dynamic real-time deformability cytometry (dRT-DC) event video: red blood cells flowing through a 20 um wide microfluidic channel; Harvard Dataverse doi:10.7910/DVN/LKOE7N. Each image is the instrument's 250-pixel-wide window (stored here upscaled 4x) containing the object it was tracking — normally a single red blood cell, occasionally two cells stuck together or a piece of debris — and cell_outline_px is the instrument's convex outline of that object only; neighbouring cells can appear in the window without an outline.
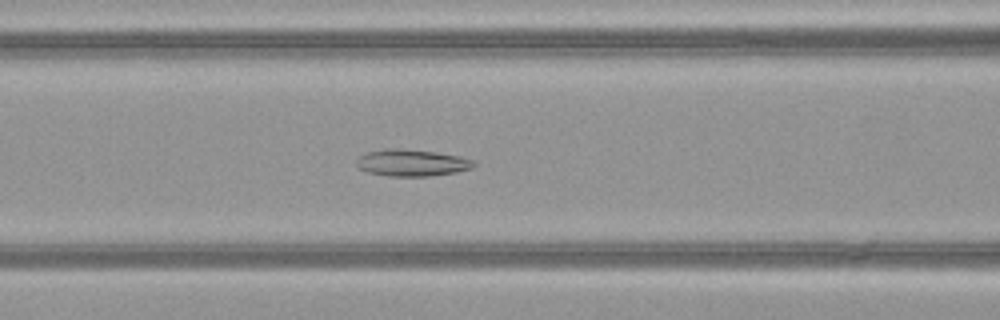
{"species": "common noctule bat (a hibernating species)", "species_latin": "Nyctalus noctula", "temperature_condition": "warm", "stored_images_in_passage": 45, "camera_frame_rate_fps": 3000, "um_per_image_px": 0.085, "animal": {"sex": "female", "body_mass_g": 21.9}, "frame": {"image": 1, "passage_image": 16, "time_ms": 5.0, "image_size_px": [1000, 320], "cell_outline_px": [[476, 164], [472, 168], [456, 172], [428, 176], [388, 176], [368, 172], [360, 168], [356, 164], [356, 160], [360, 156], [368, 152], [384, 148], [396, 148], [436, 152], [460, 156], [476, 160]], "centroid_in_image_um": [35.03, 13.83], "position_along_channel_um": 131.6, "area_um2": 18.32}}
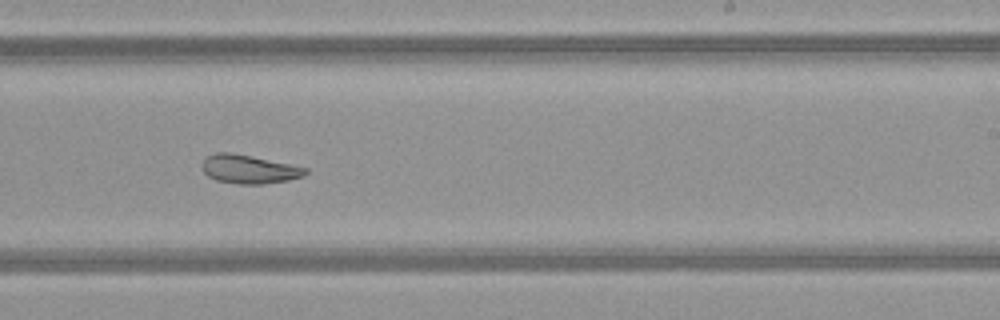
{"frame": {"image": 2, "passage_image": 26, "time_ms": 8.333, "image_size_px": [1000, 320], "cell_outline_px": [[308, 172], [304, 176], [288, 180], [264, 184], [236, 184], [216, 180], [208, 176], [200, 168], [200, 164], [208, 156], [216, 152], [232, 152], [252, 156], [308, 168]], "centroid_in_image_um": [21.14, 14.38], "position_along_channel_um": 267.9, "area_um2": 17.4}}
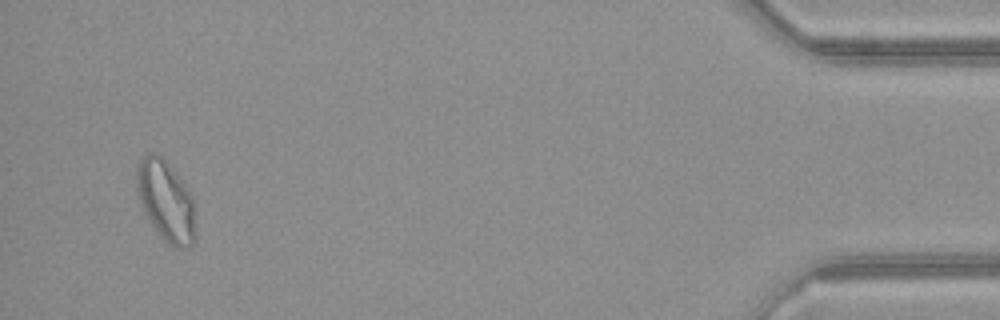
{"frame": {"image": 3, "passage_image": 43, "time_ms": 14.0, "image_size_px": [1000, 320], "cell_outline_px": [[196, 236], [192, 244], [188, 248], [176, 248], [164, 240], [160, 236], [148, 220], [140, 204], [136, 188], [136, 168], [140, 160], [148, 152], [156, 152], [164, 156], [184, 184], [192, 200], [196, 232]], "centroid_in_image_um": [14.07, 17.06], "position_along_channel_um": 421.1, "area_um2": 27.92}, "authors_computed_cell_mechanics": {"area_um2": 20.9814, "velocity_mm_per_s": 4.0975, "shape_relaxation_time_tau1_ms": null, "shape_relaxation_time_tau2_ms": 6.3025, "deformation_change_tau1": null, "deformation_change_tau2": 0.1401}}